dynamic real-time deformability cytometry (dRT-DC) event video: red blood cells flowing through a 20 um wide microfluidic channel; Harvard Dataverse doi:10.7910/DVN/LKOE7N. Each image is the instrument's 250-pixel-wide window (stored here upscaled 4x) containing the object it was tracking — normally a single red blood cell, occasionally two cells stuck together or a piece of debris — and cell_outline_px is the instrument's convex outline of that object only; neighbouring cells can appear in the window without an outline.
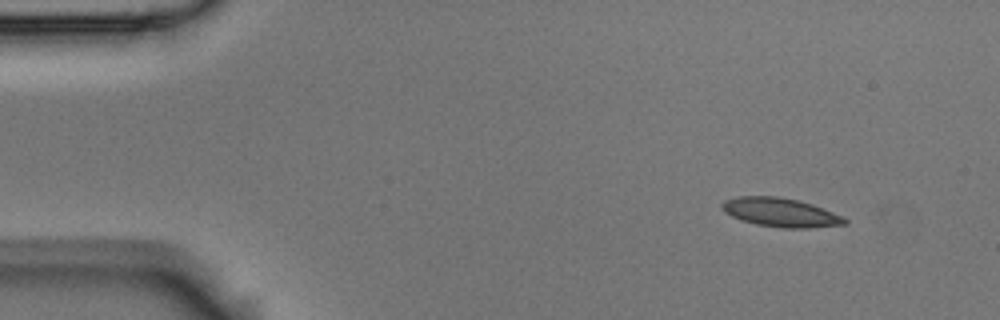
{"species": "Egyptian fruit bat (a non-hibernating species)", "species_latin": "Rousettus aegyptiacus", "temperature_condition": "room temperature", "stored_images_in_passage": 5, "camera_frame_rate_fps": 3000, "um_per_image_px": 0.085, "animal": {"sex": "male"}, "frame": {"image": 1, "passage_image": 1, "time_ms": 0.0, "image_size_px": [1000, 320], "cell_outline_px": [[848, 224], [808, 228], [780, 228], [756, 224], [740, 220], [724, 212], [720, 208], [720, 204], [724, 200], [736, 196], [776, 196], [796, 200], [812, 204], [832, 212], [848, 220]], "centroid_in_image_um": [66.29, 18.06], "position_along_channel_um": 18.7, "area_um2": 20.69}}
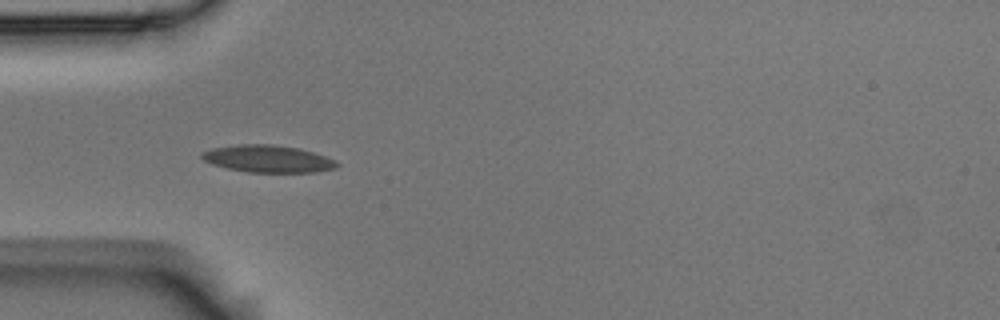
{"frame": {"image": 2, "passage_image": 4, "time_ms": 1.0, "image_size_px": [1000, 320], "cell_outline_px": [[340, 164], [336, 168], [316, 172], [248, 172], [228, 168], [212, 164], [204, 160], [200, 156], [200, 152], [212, 148], [240, 144], [272, 144], [300, 148], [336, 160]], "centroid_in_image_um": [22.77, 13.49], "position_along_channel_um": 62.2, "area_um2": 21.44}}
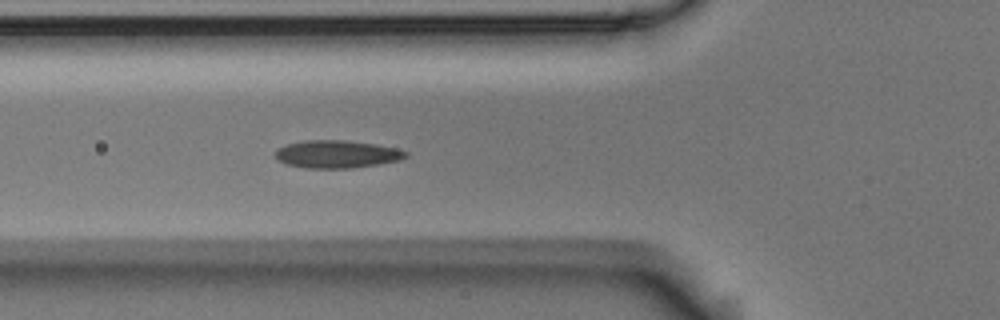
{"frame": {"image": 3, "passage_image": 5, "time_ms": 1.333, "image_size_px": [1000, 320], "cell_outline_px": [[408, 156], [400, 160], [352, 168], [304, 168], [284, 164], [276, 156], [276, 152], [280, 148], [288, 144], [304, 140], [344, 140], [376, 144], [396, 148], [408, 152]], "centroid_in_image_um": [28.65, 13.1], "position_along_channel_um": 97.1, "area_um2": 20.92}}